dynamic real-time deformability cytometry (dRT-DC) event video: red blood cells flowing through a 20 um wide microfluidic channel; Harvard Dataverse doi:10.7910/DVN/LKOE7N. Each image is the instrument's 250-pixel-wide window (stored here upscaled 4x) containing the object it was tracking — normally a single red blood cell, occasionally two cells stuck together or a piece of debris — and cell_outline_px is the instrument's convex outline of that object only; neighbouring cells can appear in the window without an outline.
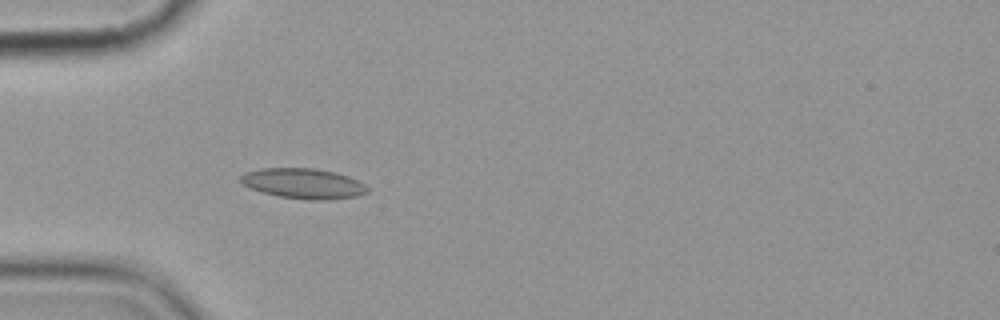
{"species": "common noctule bat (a hibernating species)", "species_latin": "Nyctalus noctula", "temperature_condition": "cold", "stored_images_in_passage": 4, "camera_frame_rate_fps": 3000, "um_per_image_px": 0.085, "animal": {"sex": "female", "body_mass_g": 19.9}, "frame": {"image": 1, "passage_image": 4, "time_ms": 3.667, "image_size_px": [1000, 320], "cell_outline_px": [[368, 192], [356, 196], [328, 200], [308, 200], [276, 196], [252, 188], [244, 184], [240, 180], [240, 176], [244, 172], [260, 168], [316, 168], [336, 172], [348, 176], [364, 184], [368, 188]], "centroid_in_image_um": [25.79, 15.59], "position_along_channel_um": 59.2, "area_um2": 22.37}}